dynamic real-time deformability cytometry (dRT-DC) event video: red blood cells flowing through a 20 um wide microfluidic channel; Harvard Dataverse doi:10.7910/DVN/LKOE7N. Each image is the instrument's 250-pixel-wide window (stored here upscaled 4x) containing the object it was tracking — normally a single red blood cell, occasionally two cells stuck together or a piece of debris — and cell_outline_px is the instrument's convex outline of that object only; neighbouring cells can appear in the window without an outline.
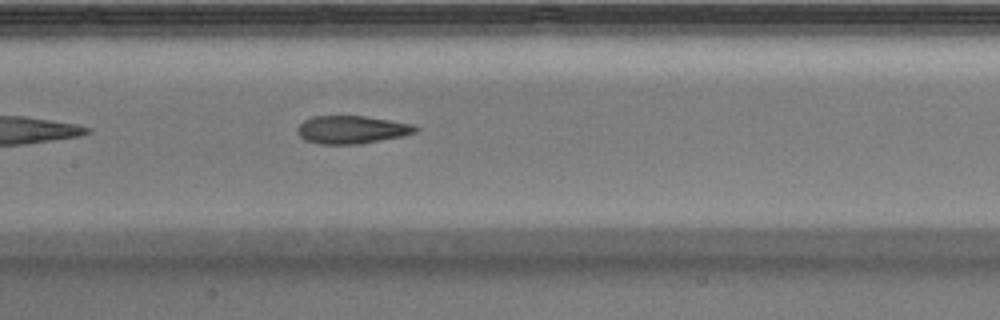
{"species": "Egyptian fruit bat (a non-hibernating species)", "species_latin": "Rousettus aegyptiacus", "temperature_condition": "warm", "stored_images_in_passage": 36, "camera_frame_rate_fps": 3000, "um_per_image_px": 0.085, "animal": {"sex": "male"}, "frame": {"image": 1, "passage_image": 11, "time_ms": 3.333, "image_size_px": [1000, 320], "cell_outline_px": [[420, 128], [416, 132], [404, 136], [360, 144], [320, 144], [304, 140], [296, 132], [296, 128], [304, 120], [312, 116], [364, 116], [412, 124]], "centroid_in_image_um": [29.88, 11.03], "position_along_channel_um": 177.5, "area_um2": 19.31}, "authors_computed_cell_mechanics": {"area_um2": 20.23, "velocity_mm_per_s": 3.9695, "shape_relaxation_time_tau1_ms": null, "shape_relaxation_time_tau2_ms": 2.0109, "deformation_change_tau1": null, "deformation_change_tau2": 0.0943}}